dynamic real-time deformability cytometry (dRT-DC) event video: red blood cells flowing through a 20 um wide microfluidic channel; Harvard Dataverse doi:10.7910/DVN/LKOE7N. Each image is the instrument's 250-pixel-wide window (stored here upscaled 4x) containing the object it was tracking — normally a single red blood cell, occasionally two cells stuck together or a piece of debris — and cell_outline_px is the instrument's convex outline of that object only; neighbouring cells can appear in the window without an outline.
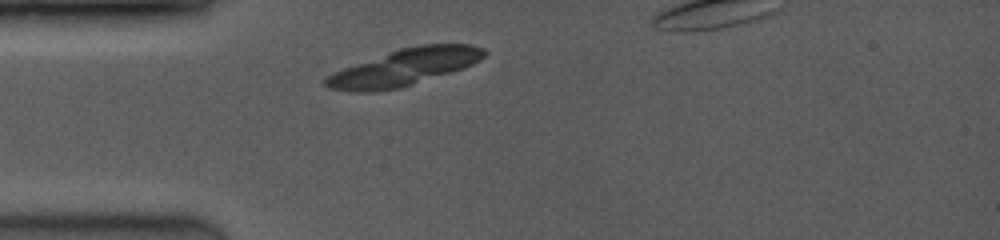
{"species": "common noctule bat (a hibernating species)", "species_latin": "Nyctalus noctula", "temperature_condition": "room temperature", "stored_images_in_passage": 1, "camera_frame_rate_fps": 3500, "um_per_image_px": 0.085, "animal": {"sex": "female", "body_mass_g": 19.0, "forearm_length_mm": 53.3}, "frame": {"image": 1, "passage_image": 1, "time_ms": 0.0, "image_size_px": [1000, 240], "cell_outline_px": [[488, 52], [480, 60], [464, 68], [400, 88], [372, 92], [348, 92], [328, 88], [324, 84], [324, 80], [328, 76], [344, 68], [400, 48], [420, 44], [468, 44], [484, 48]], "centroid_in_image_um": [34.39, 5.72], "position_along_channel_um": 50.6, "area_um2": 33.64}}